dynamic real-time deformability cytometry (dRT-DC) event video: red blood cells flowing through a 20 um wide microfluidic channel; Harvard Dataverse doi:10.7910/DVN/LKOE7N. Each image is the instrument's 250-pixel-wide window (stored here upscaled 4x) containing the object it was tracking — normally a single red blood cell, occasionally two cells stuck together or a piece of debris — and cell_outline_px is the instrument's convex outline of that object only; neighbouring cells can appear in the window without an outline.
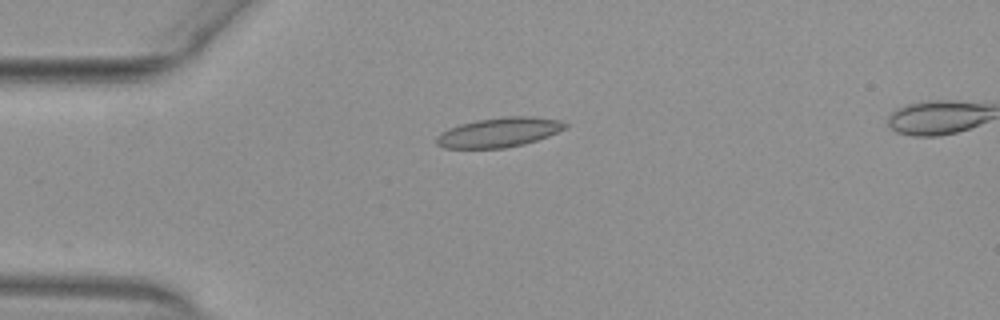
{"species": "common noctule bat (a hibernating species)", "species_latin": "Nyctalus noctula", "temperature_condition": "warm", "stored_images_in_passage": 42, "segment_of_instrument_passage": [1, 2], "camera_frame_rate_fps": 3000, "um_per_image_px": 0.085, "animal": {"sex": "female", "body_mass_g": 29.2, "forearm_length_mm": 56.3}, "frame": {"image": 1, "passage_image": 1, "time_ms": 0.0, "image_size_px": [1000, 320], "cell_outline_px": [[568, 128], [548, 136], [524, 144], [504, 148], [444, 148], [436, 144], [436, 136], [440, 132], [448, 128], [460, 124], [476, 120], [504, 116], [536, 116], [560, 120], [568, 124]], "centroid_in_image_um": [42.43, 11.24], "position_along_channel_um": 42.6, "area_um2": 22.43}}
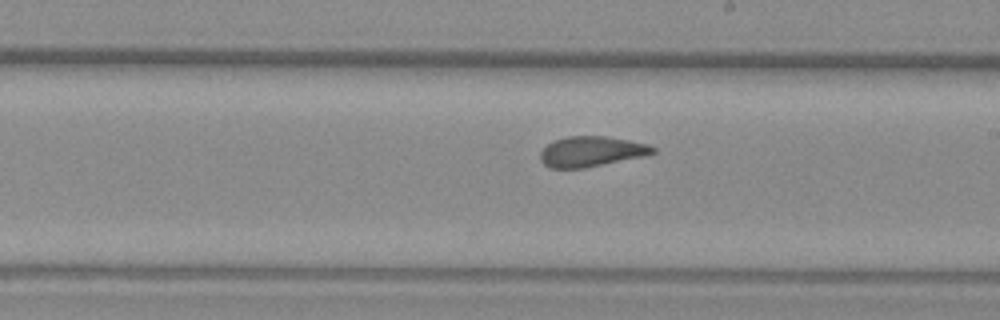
{"frame": {"image": 2, "passage_image": 18, "time_ms": 5.667, "image_size_px": [1000, 320], "cell_outline_px": [[656, 152], [644, 156], [584, 168], [548, 168], [540, 160], [540, 152], [552, 140], [568, 136], [604, 136], [628, 140], [648, 144], [656, 148]], "centroid_in_image_um": [50.24, 12.88], "position_along_channel_um": 238.8, "area_um2": 19.88}}
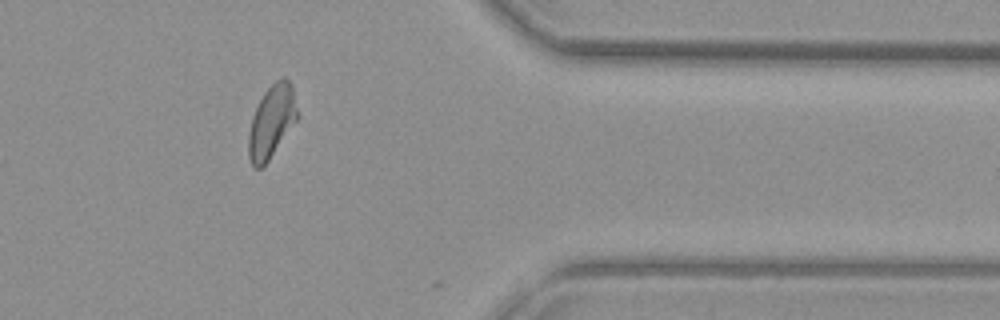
{"frame": {"image": 3, "passage_image": 31, "time_ms": 10.0, "image_size_px": [1000, 320], "cell_outline_px": [[300, 116], [268, 160], [260, 168], [252, 168], [248, 156], [248, 132], [252, 116], [264, 92], [276, 80], [284, 76], [292, 84]], "centroid_in_image_um": [23.1, 10.32], "position_along_channel_um": 388.3, "area_um2": 20.81}}